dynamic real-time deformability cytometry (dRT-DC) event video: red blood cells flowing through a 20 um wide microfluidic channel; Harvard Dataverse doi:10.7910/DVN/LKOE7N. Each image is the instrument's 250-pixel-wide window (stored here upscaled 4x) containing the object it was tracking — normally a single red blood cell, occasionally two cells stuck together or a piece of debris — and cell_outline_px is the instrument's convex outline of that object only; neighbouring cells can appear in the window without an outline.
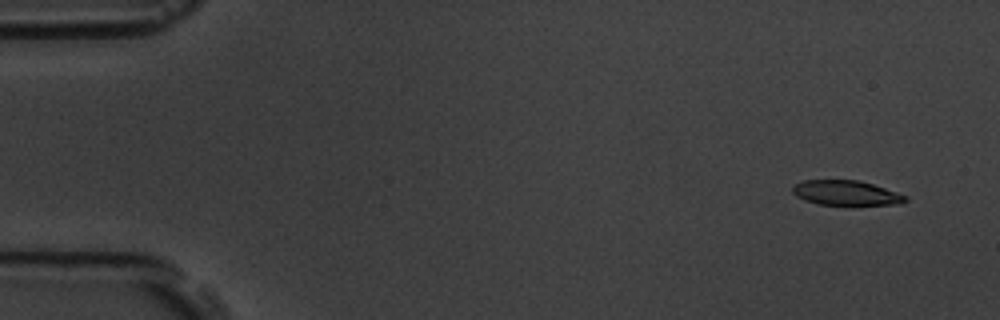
{"species": "common noctule bat (a hibernating species)", "species_latin": "Nyctalus noctula", "temperature_condition": "room temperature", "stored_images_in_passage": 5, "camera_frame_rate_fps": 3000, "um_per_image_px": 0.085, "animal": {"sex": "male", "body_mass_g": 19.5, "forearm_length_mm": 54.6}, "frame": {"image": 1, "passage_image": 2, "time_ms": 1.0, "image_size_px": [1000, 320], "cell_outline_px": [[908, 200], [900, 204], [820, 204], [804, 200], [796, 196], [792, 192], [792, 188], [796, 184], [804, 180], [856, 180], [872, 184], [908, 196]], "centroid_in_image_um": [71.91, 16.39], "position_along_channel_um": 13.1, "area_um2": 16.01}}
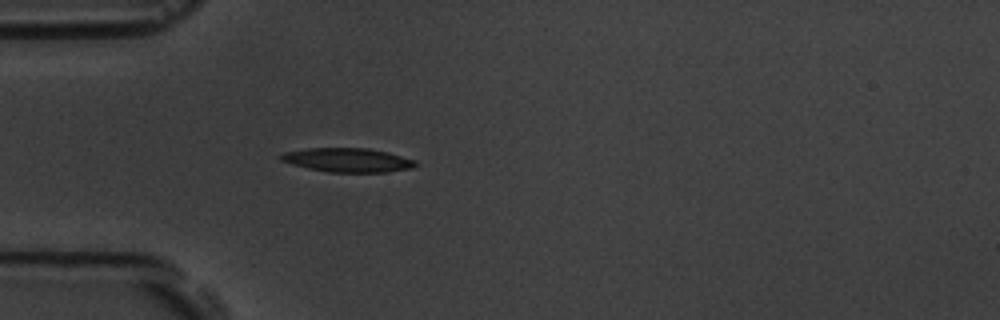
{"frame": {"image": 2, "passage_image": 5, "time_ms": 5.333, "image_size_px": [1000, 320], "cell_outline_px": [[416, 164], [412, 168], [384, 172], [328, 172], [308, 168], [292, 164], [280, 160], [280, 156], [284, 152], [308, 148], [368, 148], [388, 152], [416, 160]], "centroid_in_image_um": [29.55, 13.6], "position_along_channel_um": 55.4, "area_um2": 18.73}}